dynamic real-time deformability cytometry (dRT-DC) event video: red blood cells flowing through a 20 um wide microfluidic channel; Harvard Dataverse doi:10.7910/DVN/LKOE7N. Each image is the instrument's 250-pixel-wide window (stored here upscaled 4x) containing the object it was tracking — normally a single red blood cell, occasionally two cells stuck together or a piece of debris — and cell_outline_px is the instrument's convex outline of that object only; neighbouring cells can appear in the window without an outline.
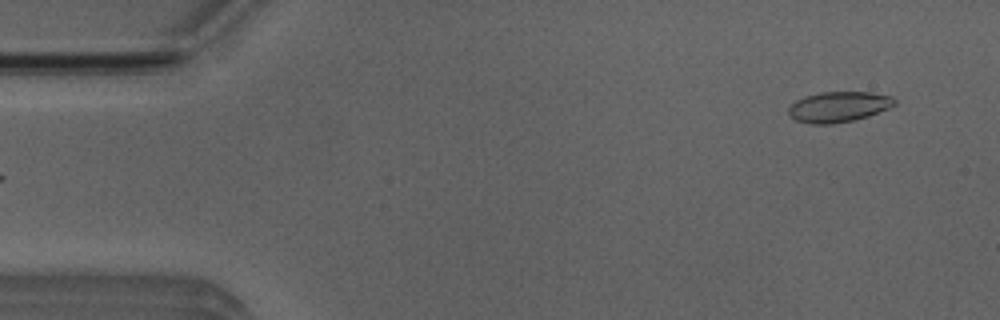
{"species": "Egyptian fruit bat (a non-hibernating species)", "species_latin": "Rousettus aegyptiacus", "temperature_condition": "room temperature", "stored_images_in_passage": 16, "camera_frame_rate_fps": 3000, "um_per_image_px": 0.085, "animal": {"sex": "male"}, "frame": {"image": 1, "passage_image": 1, "time_ms": 0.0, "image_size_px": [1000, 320], "cell_outline_px": [[896, 104], [888, 108], [868, 116], [852, 120], [832, 124], [808, 124], [796, 120], [788, 116], [788, 108], [796, 100], [804, 96], [820, 92], [872, 92], [892, 96], [896, 100]], "centroid_in_image_um": [71.26, 9.08], "position_along_channel_um": 13.7, "area_um2": 18.96}}